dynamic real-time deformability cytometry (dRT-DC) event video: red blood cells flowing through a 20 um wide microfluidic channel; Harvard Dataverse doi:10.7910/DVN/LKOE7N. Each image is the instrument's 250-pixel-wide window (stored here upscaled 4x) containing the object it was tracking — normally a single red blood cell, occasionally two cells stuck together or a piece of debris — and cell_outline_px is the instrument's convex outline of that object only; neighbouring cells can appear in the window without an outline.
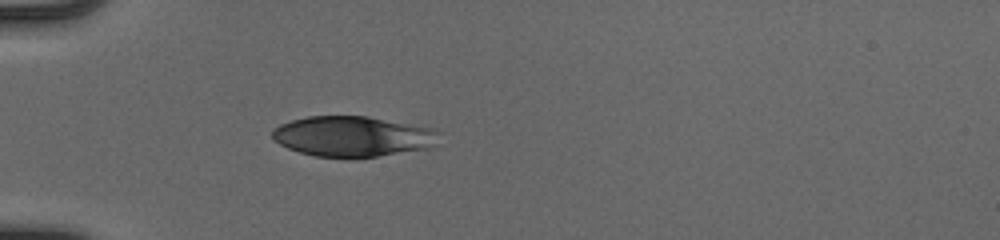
{"species": "human", "species_latin": "Homo sapiens", "temperature_condition": "cold", "stored_images_in_passage": 32, "camera_frame_rate_fps": 3000, "um_per_image_px": 0.085, "donor": {"sex": "male"}, "frame": {"image": 1, "passage_image": 1, "time_ms": 0.0, "image_size_px": [1000, 240], "cell_outline_px": [[444, 132], [440, 144], [428, 148], [352, 160], [316, 156], [300, 152], [288, 148], [272, 140], [272, 132], [280, 124], [292, 120], [308, 116], [368, 116], [436, 128]], "centroid_in_image_um": [30.09, 11.61], "position_along_channel_um": 54.9, "area_um2": 40.4}}
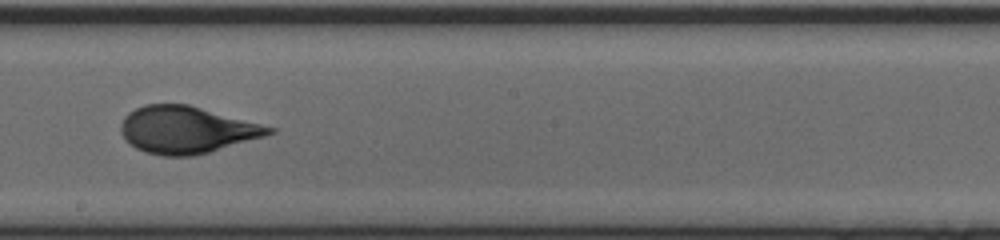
{"frame": {"image": 2, "passage_image": 15, "time_ms": 4.667, "image_size_px": [1000, 240], "cell_outline_px": [[276, 132], [264, 136], [208, 152], [192, 156], [164, 156], [144, 152], [136, 148], [120, 132], [120, 124], [124, 116], [128, 112], [144, 104], [188, 104], [276, 128]], "centroid_in_image_um": [15.83, 11.03], "position_along_channel_um": 232.4, "area_um2": 40.29}}
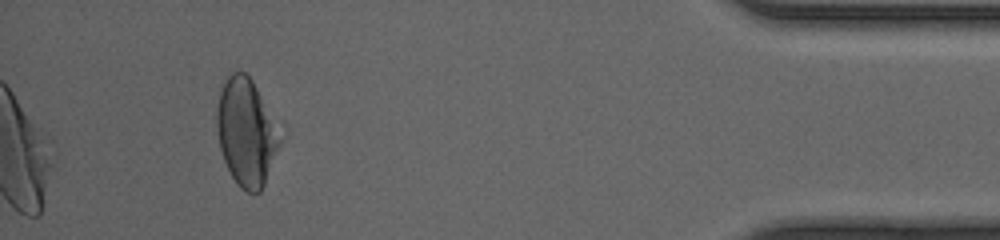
{"frame": {"image": 3, "passage_image": 32, "time_ms": 10.333, "image_size_px": [1000, 240], "cell_outline_px": [[280, 144], [264, 184], [260, 192], [248, 192], [240, 188], [236, 184], [224, 160], [220, 148], [216, 132], [216, 108], [220, 92], [228, 76], [232, 72], [244, 72], [252, 80], [256, 88], [280, 140]], "centroid_in_image_um": [20.86, 11.28], "position_along_channel_um": 414.3, "area_um2": 38.09}, "authors_computed_cell_mechanics": {"area_um2": 40.1999, "velocity_mm_per_s": 4.1252, "shape_relaxation_time_tau1_ms": 5.6201, "shape_relaxation_time_tau2_ms": null, "deformation_change_tau1": 0.2076, "deformation_change_tau2": null}}